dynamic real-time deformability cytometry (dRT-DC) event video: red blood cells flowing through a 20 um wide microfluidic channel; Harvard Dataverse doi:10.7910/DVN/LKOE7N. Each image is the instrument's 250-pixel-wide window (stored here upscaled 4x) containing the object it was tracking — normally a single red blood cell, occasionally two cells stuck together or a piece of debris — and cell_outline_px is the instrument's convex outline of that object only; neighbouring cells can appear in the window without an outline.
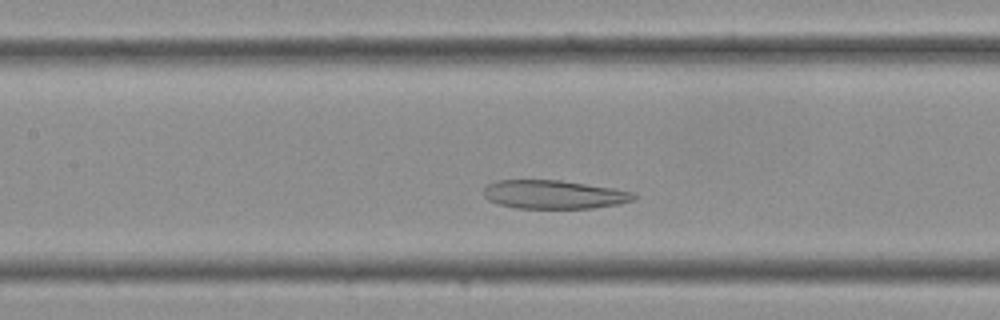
{"species": "Egyptian fruit bat (a non-hibernating species)", "species_latin": "Rousettus aegyptiacus", "temperature_condition": "cold", "stored_images_in_passage": 26, "camera_frame_rate_fps": 3000, "um_per_image_px": 0.085, "frame": {"image": 1, "passage_image": 10, "time_ms": 3.0, "image_size_px": [1000, 320], "cell_outline_px": [[636, 196], [632, 200], [620, 204], [592, 208], [516, 208], [500, 204], [488, 200], [484, 196], [484, 188], [488, 184], [496, 180], [560, 180], [612, 188], [636, 192]], "centroid_in_image_um": [47.08, 16.53], "position_along_channel_um": 160.3, "area_um2": 24.97}}
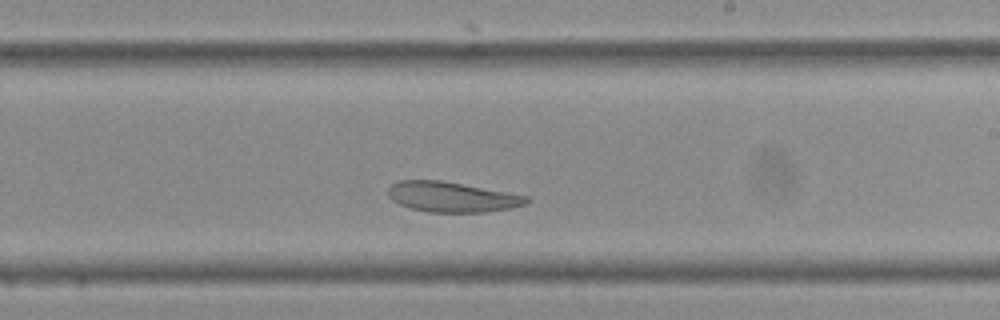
{"frame": {"image": 2, "passage_image": 15, "time_ms": 4.667, "image_size_px": [1000, 320], "cell_outline_px": [[528, 200], [524, 204], [512, 208], [488, 212], [428, 212], [408, 208], [392, 200], [388, 196], [388, 188], [396, 180], [440, 180], [528, 196]], "centroid_in_image_um": [38.36, 16.74], "position_along_channel_um": 250.6, "area_um2": 24.28}}
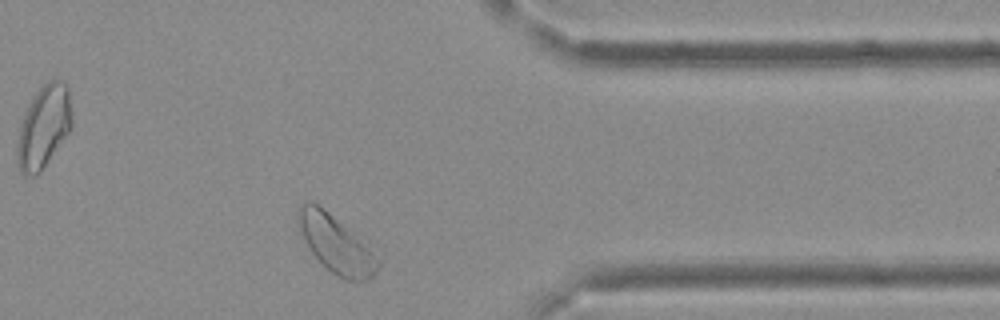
{"frame": {"image": 3, "passage_image": 23, "time_ms": 7.333, "image_size_px": [1000, 320], "cell_outline_px": [[384, 260], [380, 268], [368, 280], [344, 280], [336, 276], [312, 252], [296, 220], [296, 208], [300, 204], [312, 200], [368, 240], [384, 256]], "centroid_in_image_um": [28.71, 20.73], "position_along_channel_um": 382.7, "area_um2": 27.92}}